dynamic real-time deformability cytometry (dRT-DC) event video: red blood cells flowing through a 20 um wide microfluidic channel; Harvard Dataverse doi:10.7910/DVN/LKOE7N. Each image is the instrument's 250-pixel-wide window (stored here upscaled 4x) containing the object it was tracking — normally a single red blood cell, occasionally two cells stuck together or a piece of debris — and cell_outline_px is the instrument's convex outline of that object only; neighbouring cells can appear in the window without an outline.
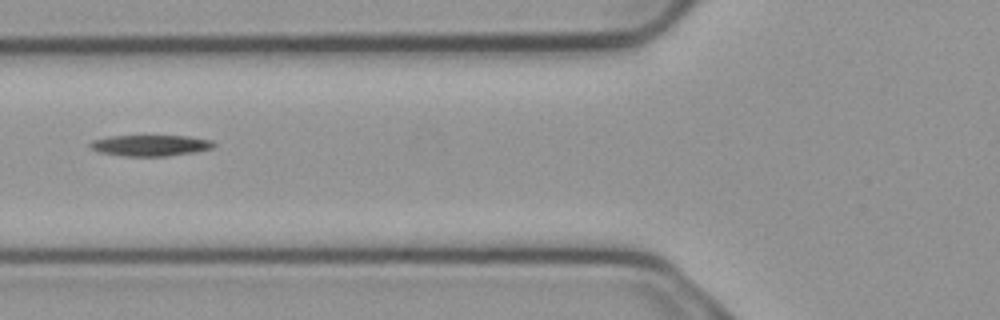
{"species": "common noctule bat (a hibernating species)", "species_latin": "Nyctalus noctula", "temperature_condition": "cold", "stored_images_in_passage": 6, "camera_frame_rate_fps": 3000, "um_per_image_px": 0.085, "animal": {"sex": "male", "body_mass_g": 23.1, "forearm_length_mm": 52.7}, "frame": {"image": 1, "passage_image": 3, "time_ms": 0.667, "image_size_px": [1000, 320], "cell_outline_px": [[216, 144], [212, 148], [192, 152], [168, 156], [124, 156], [100, 152], [92, 148], [88, 144], [92, 140], [112, 136], [188, 136], [212, 140]], "centroid_in_image_um": [12.79, 12.36], "position_along_channel_um": 113.0, "area_um2": 15.03}}
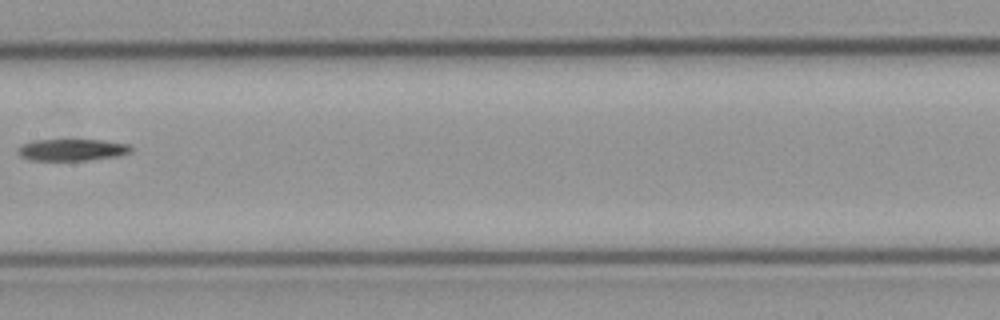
{"frame": {"image": 2, "passage_image": 5, "time_ms": 1.333, "image_size_px": [1000, 320], "cell_outline_px": [[132, 148], [128, 152], [116, 156], [88, 160], [32, 160], [20, 156], [16, 148], [20, 144], [32, 140], [100, 140], [128, 144]], "centroid_in_image_um": [6.04, 12.73], "position_along_channel_um": 201.4, "area_um2": 14.22}}
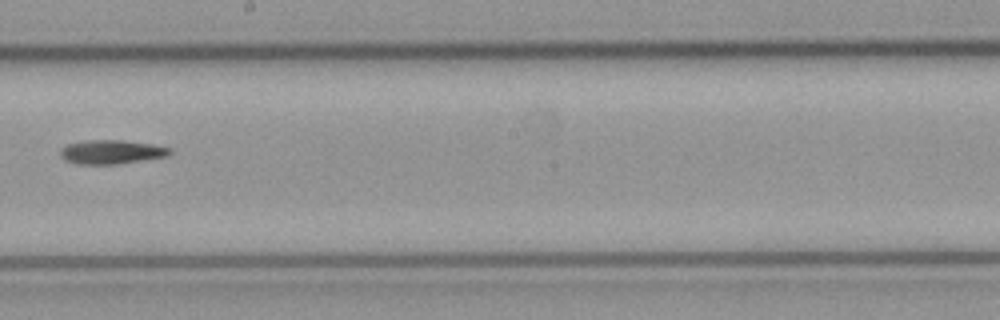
{"frame": {"image": 3, "passage_image": 6, "time_ms": 1.667, "image_size_px": [1000, 320], "cell_outline_px": [[172, 152], [164, 156], [112, 164], [76, 164], [64, 160], [60, 156], [60, 152], [68, 144], [88, 140], [120, 140], [148, 144], [172, 148]], "centroid_in_image_um": [9.41, 12.91], "position_along_channel_um": 238.8, "area_um2": 14.8}}